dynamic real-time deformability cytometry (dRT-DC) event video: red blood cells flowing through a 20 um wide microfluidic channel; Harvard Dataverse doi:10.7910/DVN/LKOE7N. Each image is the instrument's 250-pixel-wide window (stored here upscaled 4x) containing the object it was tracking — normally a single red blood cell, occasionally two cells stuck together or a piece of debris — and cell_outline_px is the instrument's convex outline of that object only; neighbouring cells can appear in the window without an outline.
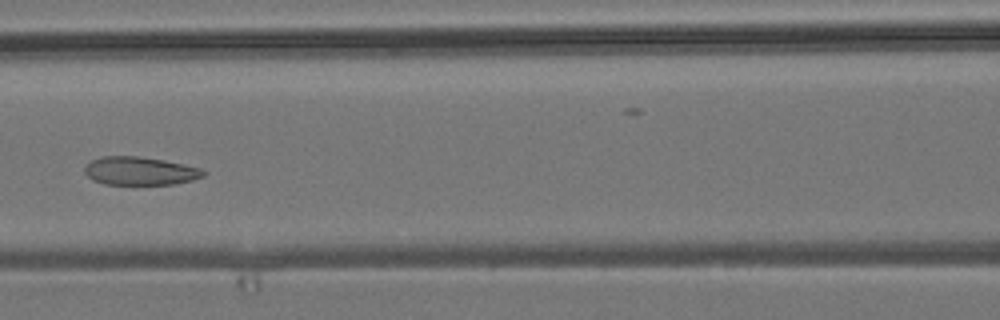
{"species": "common noctule bat (a hibernating species)", "species_latin": "Nyctalus noctula", "temperature_condition": "room temperature", "stored_images_in_passage": 8, "camera_frame_rate_fps": 3000, "um_per_image_px": 0.085, "animal": {"sex": "male", "body_mass_g": 19.2, "forearm_length_mm": 51.8}, "frame": {"image": 1, "passage_image": 7, "time_ms": 7.0, "image_size_px": [1000, 320], "cell_outline_px": [[208, 172], [204, 176], [192, 180], [176, 184], [104, 184], [92, 180], [84, 172], [84, 164], [100, 156], [136, 156], [164, 160], [200, 168]], "centroid_in_image_um": [11.87, 14.53], "position_along_channel_um": 154.7, "area_um2": 19.65}}
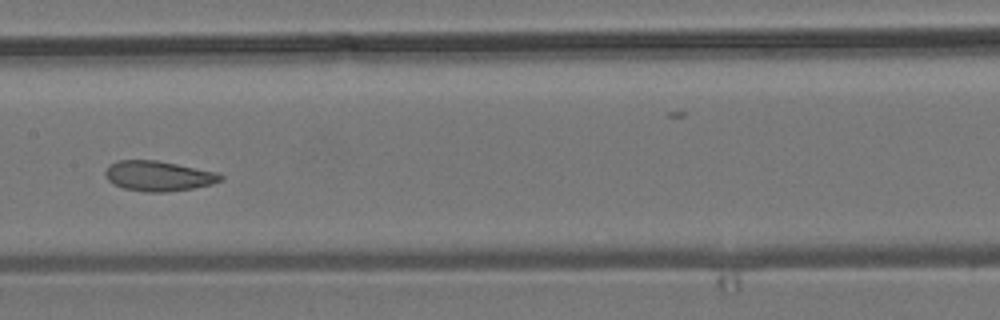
{"frame": {"image": 2, "passage_image": 8, "time_ms": 8.0, "image_size_px": [1000, 320], "cell_outline_px": [[224, 180], [212, 184], [192, 188], [164, 192], [144, 192], [124, 188], [108, 180], [104, 172], [112, 164], [120, 160], [156, 160], [216, 172], [224, 176]], "centroid_in_image_um": [13.5, 14.96], "position_along_channel_um": 193.9, "area_um2": 19.94}}